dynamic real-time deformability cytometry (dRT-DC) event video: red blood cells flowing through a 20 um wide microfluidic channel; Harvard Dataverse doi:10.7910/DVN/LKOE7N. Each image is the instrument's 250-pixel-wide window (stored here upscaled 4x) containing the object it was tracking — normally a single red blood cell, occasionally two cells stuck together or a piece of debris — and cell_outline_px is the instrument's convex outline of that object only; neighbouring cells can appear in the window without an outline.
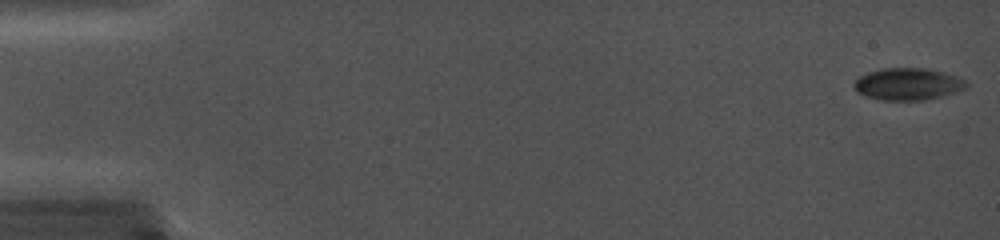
{"species": "common noctule bat (a hibernating species)", "species_latin": "Nyctalus noctula", "temperature_condition": "cold", "stored_images_in_passage": 69, "camera_frame_rate_fps": 5000, "um_per_image_px": 0.085, "animal": {"sex": "female", "body_mass_g": 19.0, "forearm_length_mm": 56.7}, "frame": {"image": 1, "passage_image": 2, "time_ms": 0.2, "image_size_px": [1000, 240], "cell_outline_px": [[968, 84], [964, 88], [936, 96], [920, 100], [884, 100], [868, 96], [860, 92], [856, 88], [856, 80], [860, 76], [884, 68], [924, 68], [956, 76], [964, 80]], "centroid_in_image_um": [77.16, 7.13], "position_along_channel_um": 7.8, "area_um2": 19.88}}
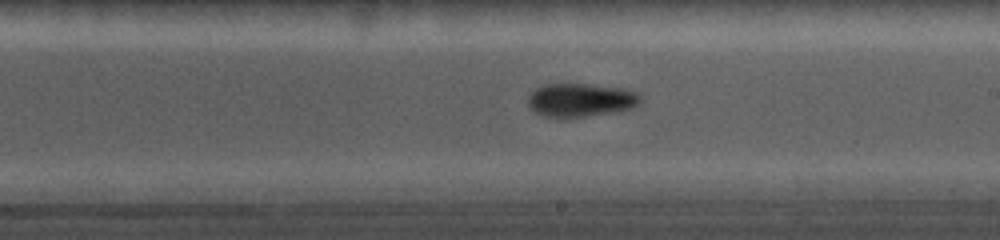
{"frame": {"image": 2, "passage_image": 53, "time_ms": 10.4, "image_size_px": [1000, 240], "cell_outline_px": [[644, 96], [640, 104], [632, 108], [560, 120], [544, 116], [528, 108], [528, 96], [540, 84], [588, 84], [624, 88], [636, 92]], "centroid_in_image_um": [49.33, 8.51], "position_along_channel_um": 239.7, "area_um2": 22.37}}
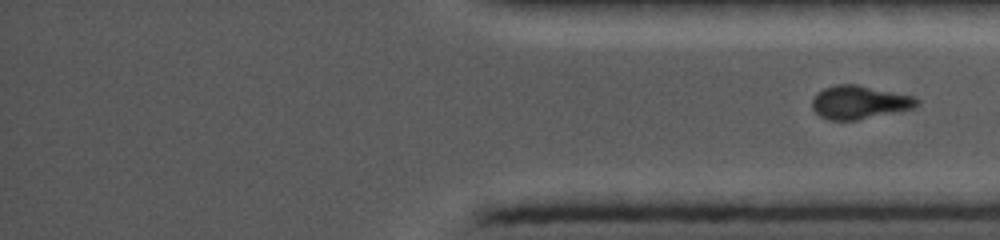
{"frame": {"image": 3, "passage_image": 69, "time_ms": 13.6, "image_size_px": [1000, 240], "cell_outline_px": [[920, 104], [916, 108], [856, 120], [828, 120], [820, 116], [812, 108], [812, 100], [816, 92], [824, 88], [836, 84], [856, 84], [916, 96], [920, 100]], "centroid_in_image_um": [73.08, 8.69], "position_along_channel_um": 362.1, "area_um2": 20.63}}